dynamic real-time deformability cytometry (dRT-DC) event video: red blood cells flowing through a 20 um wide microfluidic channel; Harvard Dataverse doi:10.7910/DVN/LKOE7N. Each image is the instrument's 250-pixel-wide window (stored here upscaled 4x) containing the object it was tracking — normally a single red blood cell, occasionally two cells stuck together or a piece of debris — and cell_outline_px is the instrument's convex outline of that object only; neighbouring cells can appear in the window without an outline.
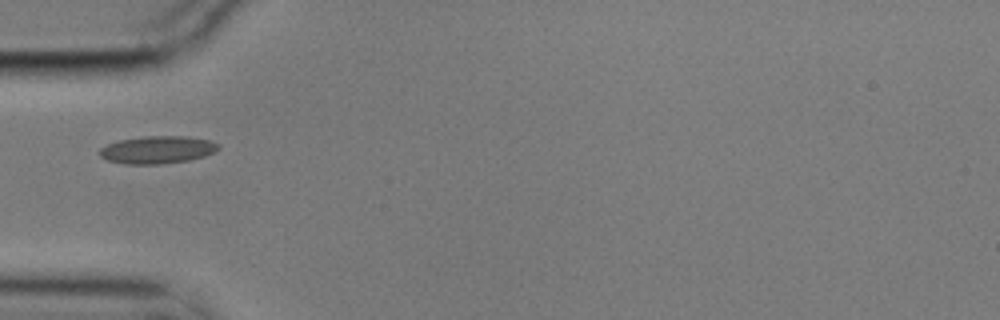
{"species": "common noctule bat (a hibernating species)", "species_latin": "Nyctalus noctula", "temperature_condition": "cold", "stored_images_in_passage": 6, "camera_frame_rate_fps": 3000, "um_per_image_px": 0.085, "animal": {"sex": "male", "body_mass_g": 17.9}, "frame": {"image": 1, "passage_image": 1, "time_ms": 0.0, "image_size_px": [1000, 320], "cell_outline_px": [[220, 148], [204, 156], [188, 160], [160, 164], [124, 164], [108, 160], [100, 156], [100, 148], [108, 144], [120, 140], [144, 136], [188, 136], [212, 140], [220, 144]], "centroid_in_image_um": [13.41, 12.72], "position_along_channel_um": 71.6, "area_um2": 19.07}}
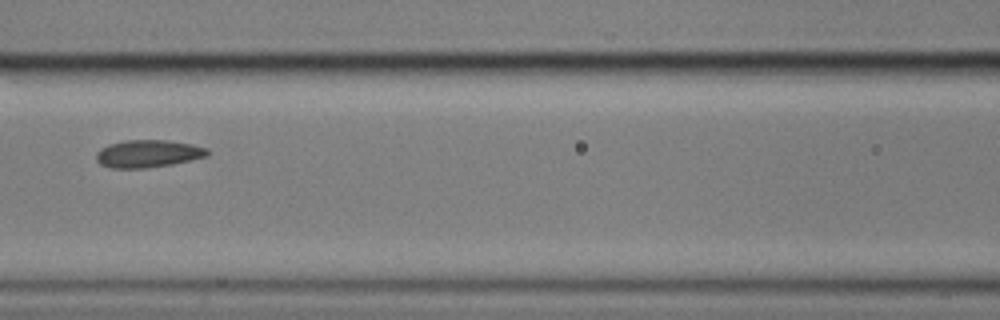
{"frame": {"image": 2, "passage_image": 3, "time_ms": 0.667, "image_size_px": [1000, 320], "cell_outline_px": [[208, 156], [192, 160], [172, 164], [144, 168], [112, 168], [100, 164], [96, 160], [96, 152], [100, 148], [108, 144], [124, 140], [168, 140], [192, 144], [208, 148]], "centroid_in_image_um": [12.57, 13.05], "position_along_channel_um": 154.0, "area_um2": 17.98}}
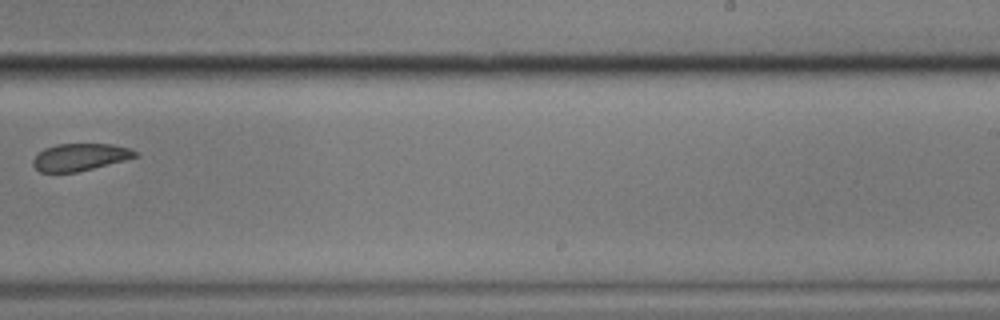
{"frame": {"image": 3, "passage_image": 6, "time_ms": 1.667, "image_size_px": [1000, 320], "cell_outline_px": [[136, 156], [124, 160], [76, 172], [40, 172], [32, 164], [32, 160], [44, 148], [56, 144], [112, 144], [128, 148], [136, 152]], "centroid_in_image_um": [6.75, 13.35], "position_along_channel_um": 282.3, "area_um2": 15.9}}